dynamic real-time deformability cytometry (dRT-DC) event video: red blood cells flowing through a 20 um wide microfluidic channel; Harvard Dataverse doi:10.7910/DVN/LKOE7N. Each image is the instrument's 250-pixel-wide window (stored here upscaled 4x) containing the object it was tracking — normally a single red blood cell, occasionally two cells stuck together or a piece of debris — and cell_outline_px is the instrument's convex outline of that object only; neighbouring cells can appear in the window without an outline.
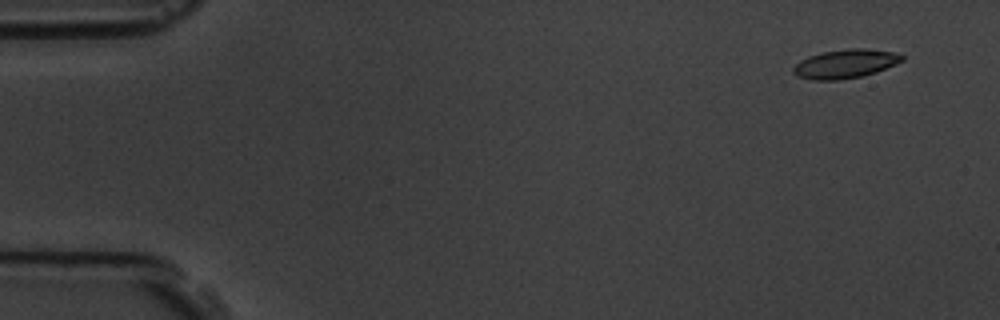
{"species": "common noctule bat (a hibernating species)", "species_latin": "Nyctalus noctula", "temperature_condition": "room temperature", "stored_images_in_passage": 5, "camera_frame_rate_fps": 3000, "um_per_image_px": 0.085, "animal": {"sex": "male", "body_mass_g": 19.5, "forearm_length_mm": 54.6}, "frame": {"image": 1, "passage_image": 1, "time_ms": 0.0, "image_size_px": [1000, 320], "cell_outline_px": [[904, 60], [896, 64], [876, 72], [860, 76], [836, 80], [812, 80], [796, 76], [792, 72], [792, 68], [800, 60], [808, 56], [824, 52], [848, 48], [864, 48], [892, 52], [904, 56]], "centroid_in_image_um": [71.82, 5.42], "position_along_channel_um": 13.2, "area_um2": 18.21}}
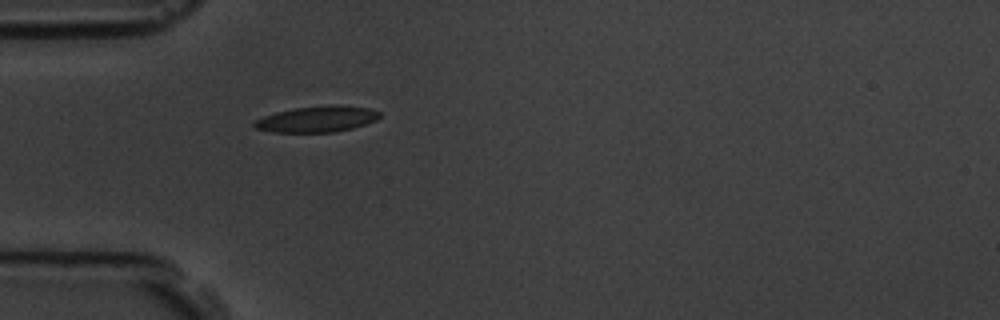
{"frame": {"image": 2, "passage_image": 5, "time_ms": 4.333, "image_size_px": [1000, 320], "cell_outline_px": [[380, 116], [376, 120], [352, 128], [336, 132], [272, 132], [256, 128], [252, 124], [256, 120], [264, 116], [276, 112], [296, 108], [328, 104], [336, 104], [368, 108], [380, 112]], "centroid_in_image_um": [26.96, 10.11], "position_along_channel_um": 58.0, "area_um2": 18.96}}